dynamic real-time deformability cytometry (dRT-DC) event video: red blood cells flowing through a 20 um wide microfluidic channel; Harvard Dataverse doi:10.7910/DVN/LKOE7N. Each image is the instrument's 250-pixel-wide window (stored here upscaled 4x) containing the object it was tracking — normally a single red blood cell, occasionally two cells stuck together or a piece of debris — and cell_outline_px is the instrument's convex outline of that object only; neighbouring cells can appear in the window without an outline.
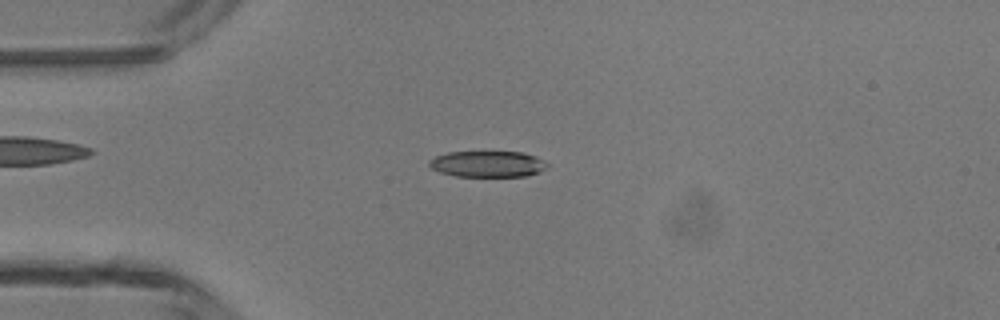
{"species": "common noctule bat (a hibernating species)", "species_latin": "Nyctalus noctula", "temperature_condition": "room temperature", "stored_images_in_passage": 2, "camera_frame_rate_fps": 3000, "um_per_image_px": 0.085, "animal": {"sex": "male", "body_mass_g": 13.3}, "frame": {"image": 1, "passage_image": 1, "time_ms": 0.0, "image_size_px": [1000, 320], "cell_outline_px": [[548, 164], [540, 172], [524, 176], [456, 176], [440, 172], [432, 168], [428, 164], [428, 160], [436, 156], [448, 152], [520, 152], [536, 156], [544, 160]], "centroid_in_image_um": [41.44, 13.93], "position_along_channel_um": 43.6, "area_um2": 17.86}}